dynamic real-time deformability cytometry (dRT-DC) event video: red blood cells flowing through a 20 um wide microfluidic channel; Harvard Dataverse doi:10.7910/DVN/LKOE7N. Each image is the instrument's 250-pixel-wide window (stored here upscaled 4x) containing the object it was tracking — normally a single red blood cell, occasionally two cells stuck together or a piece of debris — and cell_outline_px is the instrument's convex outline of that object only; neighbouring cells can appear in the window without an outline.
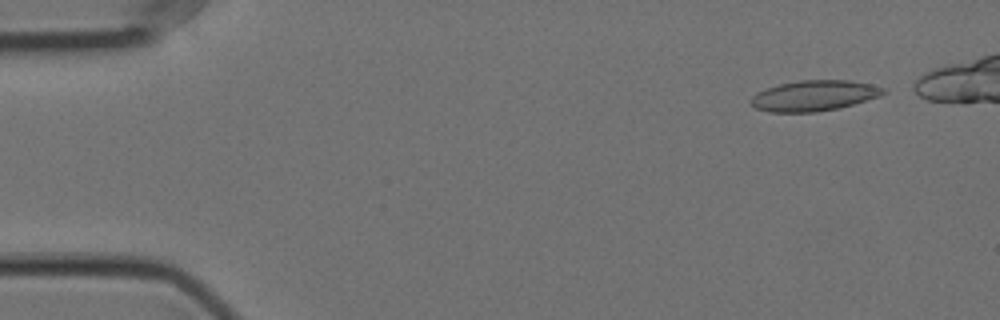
{"species": "Egyptian fruit bat (a non-hibernating species)", "species_latin": "Rousettus aegyptiacus", "temperature_condition": "cold", "stored_images_in_passage": 48, "camera_frame_rate_fps": 3000, "um_per_image_px": 0.085, "animal": {"sex": "female"}, "frame": {"image": 1, "passage_image": 3, "time_ms": 0.667, "image_size_px": [1000, 320], "cell_outline_px": [[888, 92], [880, 96], [840, 108], [816, 112], [768, 112], [756, 108], [748, 104], [748, 100], [756, 92], [780, 84], [800, 80], [848, 80], [872, 84], [884, 88]], "centroid_in_image_um": [69.18, 8.14], "position_along_channel_um": 15.8, "area_um2": 23.81}}
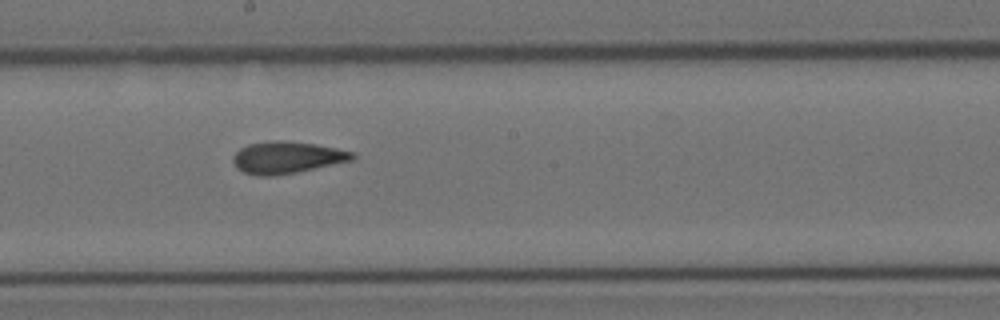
{"frame": {"image": 2, "passage_image": 29, "time_ms": 9.333, "image_size_px": [1000, 320], "cell_outline_px": [[356, 156], [352, 160], [296, 172], [276, 176], [256, 176], [244, 172], [236, 168], [232, 160], [232, 156], [240, 148], [248, 144], [276, 140], [284, 140], [316, 144], [356, 152]], "centroid_in_image_um": [24.37, 13.38], "position_along_channel_um": 223.8, "area_um2": 22.31}}
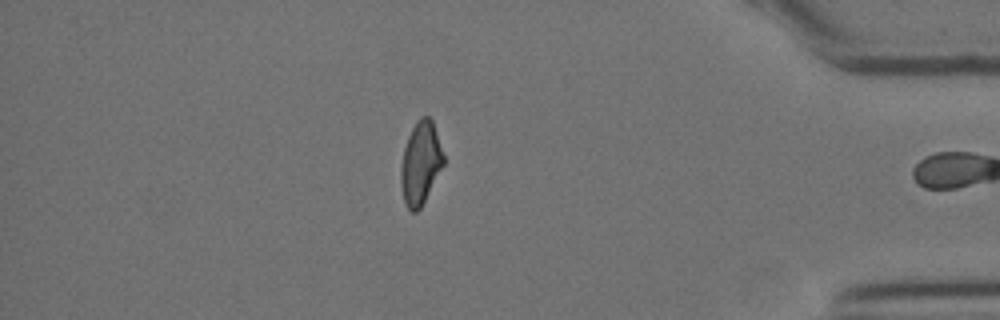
{"frame": {"image": 3, "passage_image": 47, "time_ms": 15.333, "image_size_px": [1000, 320], "cell_outline_px": [[444, 164], [420, 208], [416, 212], [412, 212], [404, 204], [400, 184], [400, 168], [404, 148], [408, 136], [416, 120], [420, 116], [428, 116], [432, 120], [444, 156]], "centroid_in_image_um": [35.72, 13.86], "position_along_channel_um": 399.5, "area_um2": 20.52}, "authors_computed_cell_mechanics": {"area_um2": 22.1374, "velocity_mm_per_s": 3.553, "shape_relaxation_time_tau1_ms": null, "shape_relaxation_time_tau2_ms": 3.2266, "deformation_change_tau1": null, "deformation_change_tau2": 0.0914}}